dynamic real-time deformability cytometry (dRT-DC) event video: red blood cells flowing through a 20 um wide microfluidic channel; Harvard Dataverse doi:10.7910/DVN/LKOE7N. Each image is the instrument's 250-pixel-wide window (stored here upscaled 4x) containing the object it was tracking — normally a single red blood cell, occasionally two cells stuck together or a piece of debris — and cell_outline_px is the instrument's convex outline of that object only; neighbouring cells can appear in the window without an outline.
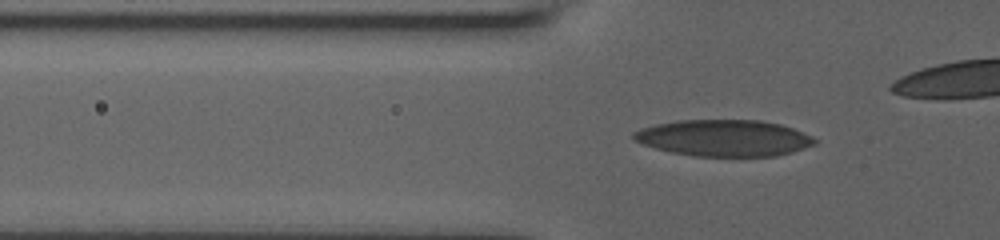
{"species": "human", "species_latin": "Homo sapiens", "temperature_condition": "room temperature", "stored_images_in_passage": 32, "camera_frame_rate_fps": 3000, "um_per_image_px": 0.085, "donor": {"sex": "male"}, "frame": {"image": 1, "passage_image": 3, "time_ms": 0.667, "image_size_px": [1000, 240], "cell_outline_px": [[816, 144], [792, 152], [776, 156], [692, 156], [672, 152], [656, 148], [644, 144], [636, 140], [632, 136], [632, 132], [640, 128], [656, 124], [676, 120], [760, 120], [780, 124], [792, 128], [812, 136], [816, 140]], "centroid_in_image_um": [61.54, 11.72], "position_along_channel_um": 64.3, "area_um2": 38.44}}
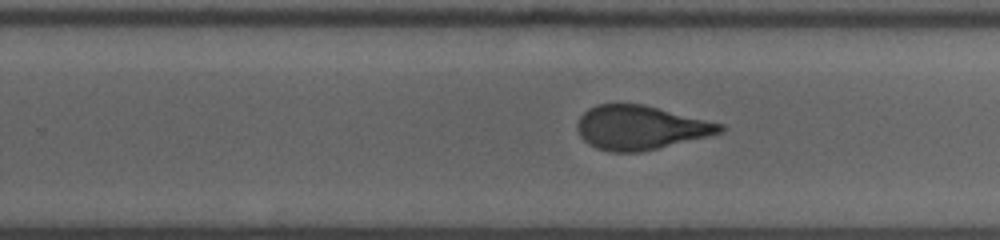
{"frame": {"image": 2, "passage_image": 20, "time_ms": 6.333, "image_size_px": [1000, 240], "cell_outline_px": [[724, 132], [708, 136], [640, 152], [608, 152], [596, 148], [588, 144], [580, 136], [576, 124], [580, 116], [588, 108], [596, 104], [644, 104], [724, 124]], "centroid_in_image_um": [54.42, 10.84], "position_along_channel_um": 275.4, "area_um2": 36.65}}
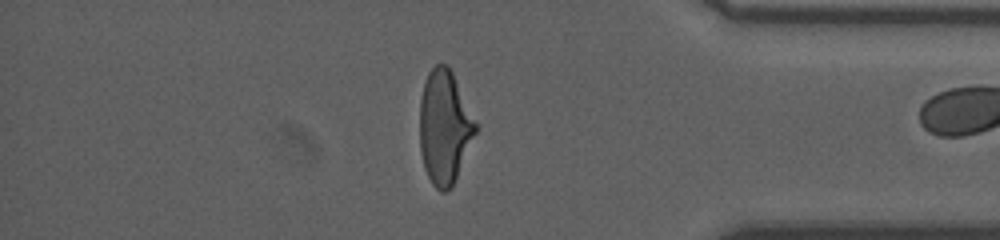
{"frame": {"image": 3, "passage_image": 31, "time_ms": 10.0, "image_size_px": [1000, 240], "cell_outline_px": [[476, 132], [452, 188], [444, 192], [440, 192], [432, 184], [424, 168], [420, 152], [420, 100], [424, 84], [428, 72], [436, 64], [448, 64], [452, 72], [476, 124]], "centroid_in_image_um": [37.75, 10.84], "position_along_channel_um": 397.4, "area_um2": 36.59}}